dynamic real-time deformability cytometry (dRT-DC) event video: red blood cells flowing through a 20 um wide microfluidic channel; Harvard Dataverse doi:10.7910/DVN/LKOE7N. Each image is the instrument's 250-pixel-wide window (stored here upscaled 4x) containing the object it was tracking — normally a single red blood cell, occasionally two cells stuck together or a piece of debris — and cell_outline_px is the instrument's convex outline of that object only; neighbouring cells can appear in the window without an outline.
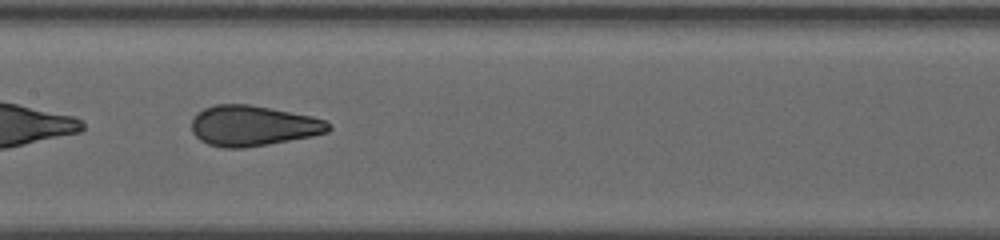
{"species": "human", "species_latin": "Homo sapiens", "temperature_condition": "warm", "stored_images_in_passage": 40, "camera_frame_rate_fps": 3000, "um_per_image_px": 0.085, "donor": {"sex": "female"}, "frame": {"image": 1, "passage_image": 11, "time_ms": 3.333, "image_size_px": [1000, 240], "cell_outline_px": [[332, 128], [328, 132], [312, 136], [268, 144], [244, 148], [224, 148], [208, 144], [200, 140], [192, 132], [192, 120], [196, 112], [204, 108], [216, 104], [248, 104], [272, 108], [312, 116], [324, 120]], "centroid_in_image_um": [21.48, 10.68], "position_along_channel_um": 185.9, "area_um2": 32.31}}
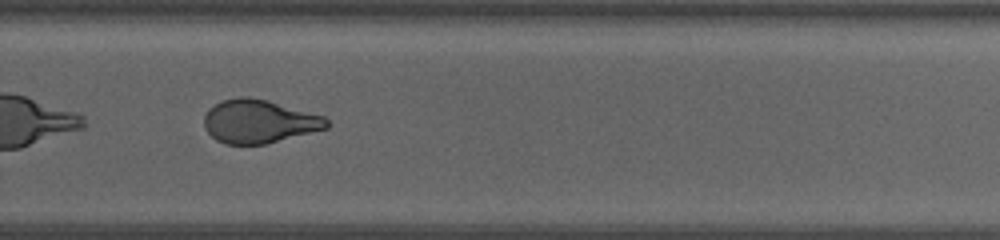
{"frame": {"image": 2, "passage_image": 25, "time_ms": 7.0, "image_size_px": [1000, 240], "cell_outline_px": [[328, 128], [264, 144], [224, 144], [216, 140], [204, 128], [204, 116], [208, 108], [224, 100], [240, 96], [248, 96], [268, 100], [324, 116], [328, 120]], "centroid_in_image_um": [21.99, 10.31], "position_along_channel_um": 307.8, "area_um2": 30.92}, "authors_computed_cell_mechanics": {"area_um2": 32.2235, "velocity_mm_per_s": 3.3411, "shape_relaxation_time_tau1_ms": null, "shape_relaxation_time_tau2_ms": 0.8766, "deformation_change_tau1": null, "deformation_change_tau2": 0.0661}}